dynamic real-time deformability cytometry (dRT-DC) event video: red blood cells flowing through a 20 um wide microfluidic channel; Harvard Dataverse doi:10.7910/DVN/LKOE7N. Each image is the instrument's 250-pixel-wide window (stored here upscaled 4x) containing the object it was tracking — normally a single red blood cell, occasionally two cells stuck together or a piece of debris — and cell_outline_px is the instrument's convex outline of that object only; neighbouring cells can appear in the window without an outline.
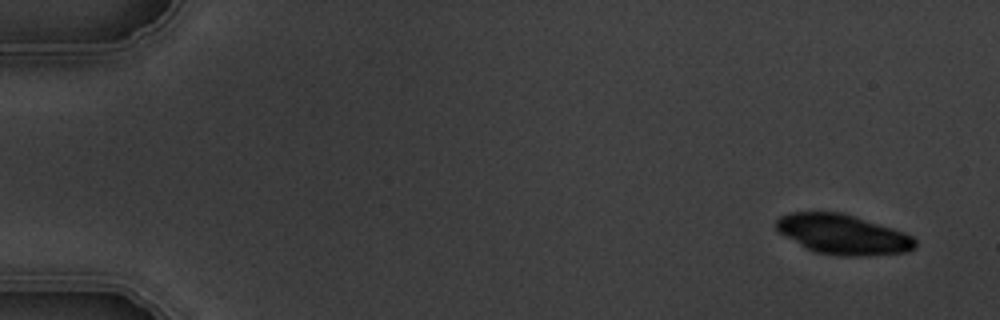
{"species": "common noctule bat (a hibernating species)", "species_latin": "Nyctalus noctula", "temperature_condition": "warm", "stored_images_in_passage": 6, "camera_frame_rate_fps": 3000, "um_per_image_px": 0.085, "animal": {"sex": "male", "body_mass_g": 19.5, "forearm_length_mm": 54.6}, "frame": {"image": 1, "passage_image": 1, "time_ms": 0.0, "image_size_px": [1000, 320], "cell_outline_px": [[916, 248], [908, 252], [860, 256], [844, 256], [816, 252], [808, 248], [780, 232], [776, 228], [776, 220], [780, 216], [788, 212], [840, 212], [892, 228], [904, 232], [912, 236], [916, 240]], "centroid_in_image_um": [71.68, 19.92], "position_along_channel_um": 13.3, "area_um2": 31.85}}